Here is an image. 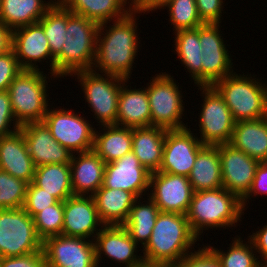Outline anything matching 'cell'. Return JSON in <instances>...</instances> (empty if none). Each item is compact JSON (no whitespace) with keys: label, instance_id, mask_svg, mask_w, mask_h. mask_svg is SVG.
Here are the masks:
<instances>
[{"label":"cell","instance_id":"1","mask_svg":"<svg viewBox=\"0 0 267 267\" xmlns=\"http://www.w3.org/2000/svg\"><path fill=\"white\" fill-rule=\"evenodd\" d=\"M141 13L142 11L136 7L125 17L112 21L113 25L110 22L99 25L92 67L94 72L116 75L127 80L132 77L136 64L134 61L138 58L137 53L142 46L139 40L141 32L138 33Z\"/></svg>","mask_w":267,"mask_h":267},{"label":"cell","instance_id":"2","mask_svg":"<svg viewBox=\"0 0 267 267\" xmlns=\"http://www.w3.org/2000/svg\"><path fill=\"white\" fill-rule=\"evenodd\" d=\"M197 241L199 238L191 230L185 214L160 211L152 235L141 253L144 262L174 266L196 250L200 244Z\"/></svg>","mask_w":267,"mask_h":267},{"label":"cell","instance_id":"3","mask_svg":"<svg viewBox=\"0 0 267 267\" xmlns=\"http://www.w3.org/2000/svg\"><path fill=\"white\" fill-rule=\"evenodd\" d=\"M244 214L241 199L222 187L194 192L186 217L201 241L206 230L237 228Z\"/></svg>","mask_w":267,"mask_h":267},{"label":"cell","instance_id":"4","mask_svg":"<svg viewBox=\"0 0 267 267\" xmlns=\"http://www.w3.org/2000/svg\"><path fill=\"white\" fill-rule=\"evenodd\" d=\"M99 24L67 9V27L61 54L55 59V76L71 77L92 70Z\"/></svg>","mask_w":267,"mask_h":267},{"label":"cell","instance_id":"5","mask_svg":"<svg viewBox=\"0 0 267 267\" xmlns=\"http://www.w3.org/2000/svg\"><path fill=\"white\" fill-rule=\"evenodd\" d=\"M242 73L234 71L213 86L223 96L235 122L267 117V81Z\"/></svg>","mask_w":267,"mask_h":267},{"label":"cell","instance_id":"6","mask_svg":"<svg viewBox=\"0 0 267 267\" xmlns=\"http://www.w3.org/2000/svg\"><path fill=\"white\" fill-rule=\"evenodd\" d=\"M41 70H22L11 82L8 88L13 115L20 126L31 122L43 121L49 104L48 83L59 79L54 74L49 76ZM49 91V92H48Z\"/></svg>","mask_w":267,"mask_h":267},{"label":"cell","instance_id":"7","mask_svg":"<svg viewBox=\"0 0 267 267\" xmlns=\"http://www.w3.org/2000/svg\"><path fill=\"white\" fill-rule=\"evenodd\" d=\"M173 77L169 72H160L150 77V82L146 83L151 109V126L166 130L189 126L188 122L186 124L183 122L187 112L183 101L185 99L182 98L186 95H183L182 86L179 87V83L177 84Z\"/></svg>","mask_w":267,"mask_h":267},{"label":"cell","instance_id":"8","mask_svg":"<svg viewBox=\"0 0 267 267\" xmlns=\"http://www.w3.org/2000/svg\"><path fill=\"white\" fill-rule=\"evenodd\" d=\"M71 76L75 77L78 86L80 85L85 102L90 108L88 110L93 113L91 115L95 119L94 122L99 123L95 125H117L120 88L127 79L93 70L79 71Z\"/></svg>","mask_w":267,"mask_h":267},{"label":"cell","instance_id":"9","mask_svg":"<svg viewBox=\"0 0 267 267\" xmlns=\"http://www.w3.org/2000/svg\"><path fill=\"white\" fill-rule=\"evenodd\" d=\"M77 112L64 104L63 108L52 105L43 119L53 138L73 154L93 150L96 129L83 113Z\"/></svg>","mask_w":267,"mask_h":267},{"label":"cell","instance_id":"10","mask_svg":"<svg viewBox=\"0 0 267 267\" xmlns=\"http://www.w3.org/2000/svg\"><path fill=\"white\" fill-rule=\"evenodd\" d=\"M201 91L202 104L198 113L200 136L204 145L230 143L235 121L223 96L214 86H196Z\"/></svg>","mask_w":267,"mask_h":267},{"label":"cell","instance_id":"11","mask_svg":"<svg viewBox=\"0 0 267 267\" xmlns=\"http://www.w3.org/2000/svg\"><path fill=\"white\" fill-rule=\"evenodd\" d=\"M33 218L23 209H0V256H24L42 250Z\"/></svg>","mask_w":267,"mask_h":267},{"label":"cell","instance_id":"12","mask_svg":"<svg viewBox=\"0 0 267 267\" xmlns=\"http://www.w3.org/2000/svg\"><path fill=\"white\" fill-rule=\"evenodd\" d=\"M221 24L199 26V41L202 48V86H213L217 81L236 71L221 31ZM220 29V30H219ZM227 44V45H226Z\"/></svg>","mask_w":267,"mask_h":267},{"label":"cell","instance_id":"13","mask_svg":"<svg viewBox=\"0 0 267 267\" xmlns=\"http://www.w3.org/2000/svg\"><path fill=\"white\" fill-rule=\"evenodd\" d=\"M46 267H98L95 242L86 238L58 235L42 243Z\"/></svg>","mask_w":267,"mask_h":267},{"label":"cell","instance_id":"14","mask_svg":"<svg viewBox=\"0 0 267 267\" xmlns=\"http://www.w3.org/2000/svg\"><path fill=\"white\" fill-rule=\"evenodd\" d=\"M94 242L98 267L103 266L102 260L105 262L107 258L116 263V267H137L144 262L143 255L139 253L138 256L141 247L131 239L123 225H105Z\"/></svg>","mask_w":267,"mask_h":267},{"label":"cell","instance_id":"15","mask_svg":"<svg viewBox=\"0 0 267 267\" xmlns=\"http://www.w3.org/2000/svg\"><path fill=\"white\" fill-rule=\"evenodd\" d=\"M189 128L166 130L163 160L159 171L188 177L198 151L204 146L198 139V131ZM195 134V135H194ZM198 135V136H197Z\"/></svg>","mask_w":267,"mask_h":267},{"label":"cell","instance_id":"16","mask_svg":"<svg viewBox=\"0 0 267 267\" xmlns=\"http://www.w3.org/2000/svg\"><path fill=\"white\" fill-rule=\"evenodd\" d=\"M194 191L186 176L156 171L150 175L148 196L159 211L187 213Z\"/></svg>","mask_w":267,"mask_h":267},{"label":"cell","instance_id":"17","mask_svg":"<svg viewBox=\"0 0 267 267\" xmlns=\"http://www.w3.org/2000/svg\"><path fill=\"white\" fill-rule=\"evenodd\" d=\"M12 49L23 70H40L37 63L41 62L42 65L45 61L49 63L46 64L50 67L49 73L55 75V59L51 55L44 29L38 22L13 30Z\"/></svg>","mask_w":267,"mask_h":267},{"label":"cell","instance_id":"18","mask_svg":"<svg viewBox=\"0 0 267 267\" xmlns=\"http://www.w3.org/2000/svg\"><path fill=\"white\" fill-rule=\"evenodd\" d=\"M222 187L242 199L251 188L259 161L231 144H219Z\"/></svg>","mask_w":267,"mask_h":267},{"label":"cell","instance_id":"19","mask_svg":"<svg viewBox=\"0 0 267 267\" xmlns=\"http://www.w3.org/2000/svg\"><path fill=\"white\" fill-rule=\"evenodd\" d=\"M151 172L131 151L118 160L106 163L103 187L131 192L136 198L147 197ZM147 194V195H146Z\"/></svg>","mask_w":267,"mask_h":267},{"label":"cell","instance_id":"20","mask_svg":"<svg viewBox=\"0 0 267 267\" xmlns=\"http://www.w3.org/2000/svg\"><path fill=\"white\" fill-rule=\"evenodd\" d=\"M104 226L93 196L73 195L64 201L63 235L94 241Z\"/></svg>","mask_w":267,"mask_h":267},{"label":"cell","instance_id":"21","mask_svg":"<svg viewBox=\"0 0 267 267\" xmlns=\"http://www.w3.org/2000/svg\"><path fill=\"white\" fill-rule=\"evenodd\" d=\"M35 167L48 164H70L73 155L51 135L43 121L27 123L19 129Z\"/></svg>","mask_w":267,"mask_h":267},{"label":"cell","instance_id":"22","mask_svg":"<svg viewBox=\"0 0 267 267\" xmlns=\"http://www.w3.org/2000/svg\"><path fill=\"white\" fill-rule=\"evenodd\" d=\"M105 166L94 150L74 153L70 162L73 194L92 196L103 184Z\"/></svg>","mask_w":267,"mask_h":267},{"label":"cell","instance_id":"23","mask_svg":"<svg viewBox=\"0 0 267 267\" xmlns=\"http://www.w3.org/2000/svg\"><path fill=\"white\" fill-rule=\"evenodd\" d=\"M129 84L131 82L126 80L120 88L117 125L130 128L151 126V109L146 87L136 88L135 85L133 88Z\"/></svg>","mask_w":267,"mask_h":267},{"label":"cell","instance_id":"24","mask_svg":"<svg viewBox=\"0 0 267 267\" xmlns=\"http://www.w3.org/2000/svg\"><path fill=\"white\" fill-rule=\"evenodd\" d=\"M0 170L28 183L33 181L35 166L20 130L0 138Z\"/></svg>","mask_w":267,"mask_h":267},{"label":"cell","instance_id":"25","mask_svg":"<svg viewBox=\"0 0 267 267\" xmlns=\"http://www.w3.org/2000/svg\"><path fill=\"white\" fill-rule=\"evenodd\" d=\"M72 13L99 25L121 19L137 7L135 0H58Z\"/></svg>","mask_w":267,"mask_h":267},{"label":"cell","instance_id":"26","mask_svg":"<svg viewBox=\"0 0 267 267\" xmlns=\"http://www.w3.org/2000/svg\"><path fill=\"white\" fill-rule=\"evenodd\" d=\"M165 136L166 129L157 126L132 128V152L151 173L161 167Z\"/></svg>","mask_w":267,"mask_h":267},{"label":"cell","instance_id":"27","mask_svg":"<svg viewBox=\"0 0 267 267\" xmlns=\"http://www.w3.org/2000/svg\"><path fill=\"white\" fill-rule=\"evenodd\" d=\"M229 144L259 162L267 161V117L235 122Z\"/></svg>","mask_w":267,"mask_h":267},{"label":"cell","instance_id":"28","mask_svg":"<svg viewBox=\"0 0 267 267\" xmlns=\"http://www.w3.org/2000/svg\"><path fill=\"white\" fill-rule=\"evenodd\" d=\"M194 192L222 188L219 145H204L188 176Z\"/></svg>","mask_w":267,"mask_h":267},{"label":"cell","instance_id":"29","mask_svg":"<svg viewBox=\"0 0 267 267\" xmlns=\"http://www.w3.org/2000/svg\"><path fill=\"white\" fill-rule=\"evenodd\" d=\"M99 218L105 225H123L137 199L131 192L101 186L93 195Z\"/></svg>","mask_w":267,"mask_h":267},{"label":"cell","instance_id":"30","mask_svg":"<svg viewBox=\"0 0 267 267\" xmlns=\"http://www.w3.org/2000/svg\"><path fill=\"white\" fill-rule=\"evenodd\" d=\"M57 0H1L0 21L12 31L37 23Z\"/></svg>","mask_w":267,"mask_h":267},{"label":"cell","instance_id":"31","mask_svg":"<svg viewBox=\"0 0 267 267\" xmlns=\"http://www.w3.org/2000/svg\"><path fill=\"white\" fill-rule=\"evenodd\" d=\"M99 127L95 129L93 150L105 163L118 160L132 151V128L118 125Z\"/></svg>","mask_w":267,"mask_h":267},{"label":"cell","instance_id":"32","mask_svg":"<svg viewBox=\"0 0 267 267\" xmlns=\"http://www.w3.org/2000/svg\"><path fill=\"white\" fill-rule=\"evenodd\" d=\"M174 35V47L175 50H171L175 55L177 54L179 61L184 66L186 73L194 82L193 85L202 86V64L201 57L202 48L199 41V27L195 29L179 30L173 33ZM176 51V52H175Z\"/></svg>","mask_w":267,"mask_h":267},{"label":"cell","instance_id":"33","mask_svg":"<svg viewBox=\"0 0 267 267\" xmlns=\"http://www.w3.org/2000/svg\"><path fill=\"white\" fill-rule=\"evenodd\" d=\"M145 198L140 197L134 201L129 217L123 224L131 239L141 248L147 244L152 235L153 227L160 213L155 202L149 196Z\"/></svg>","mask_w":267,"mask_h":267},{"label":"cell","instance_id":"34","mask_svg":"<svg viewBox=\"0 0 267 267\" xmlns=\"http://www.w3.org/2000/svg\"><path fill=\"white\" fill-rule=\"evenodd\" d=\"M32 183L52 194L58 201L73 196L70 164H48L35 167Z\"/></svg>","mask_w":267,"mask_h":267},{"label":"cell","instance_id":"35","mask_svg":"<svg viewBox=\"0 0 267 267\" xmlns=\"http://www.w3.org/2000/svg\"><path fill=\"white\" fill-rule=\"evenodd\" d=\"M242 238L240 234L235 235L226 251L208 243L206 245L216 254L222 267H259L260 260L252 241L247 238L246 242Z\"/></svg>","mask_w":267,"mask_h":267},{"label":"cell","instance_id":"36","mask_svg":"<svg viewBox=\"0 0 267 267\" xmlns=\"http://www.w3.org/2000/svg\"><path fill=\"white\" fill-rule=\"evenodd\" d=\"M44 29L51 55L56 59L62 51L67 27V8L58 0L38 22Z\"/></svg>","mask_w":267,"mask_h":267},{"label":"cell","instance_id":"37","mask_svg":"<svg viewBox=\"0 0 267 267\" xmlns=\"http://www.w3.org/2000/svg\"><path fill=\"white\" fill-rule=\"evenodd\" d=\"M164 8H167L168 21L173 26L174 33L203 25L197 12L196 0H172Z\"/></svg>","mask_w":267,"mask_h":267},{"label":"cell","instance_id":"38","mask_svg":"<svg viewBox=\"0 0 267 267\" xmlns=\"http://www.w3.org/2000/svg\"><path fill=\"white\" fill-rule=\"evenodd\" d=\"M33 220L38 237L42 241L61 235L64 223V201H57L41 210L33 217Z\"/></svg>","mask_w":267,"mask_h":267},{"label":"cell","instance_id":"39","mask_svg":"<svg viewBox=\"0 0 267 267\" xmlns=\"http://www.w3.org/2000/svg\"><path fill=\"white\" fill-rule=\"evenodd\" d=\"M28 182L0 170V209L23 208Z\"/></svg>","mask_w":267,"mask_h":267},{"label":"cell","instance_id":"40","mask_svg":"<svg viewBox=\"0 0 267 267\" xmlns=\"http://www.w3.org/2000/svg\"><path fill=\"white\" fill-rule=\"evenodd\" d=\"M58 200L44 189L28 183L23 209L33 218L38 212L55 204Z\"/></svg>","mask_w":267,"mask_h":267},{"label":"cell","instance_id":"41","mask_svg":"<svg viewBox=\"0 0 267 267\" xmlns=\"http://www.w3.org/2000/svg\"><path fill=\"white\" fill-rule=\"evenodd\" d=\"M197 247L198 250L187 254L179 263L175 264L174 267H222L220 260L206 243L205 245L202 244Z\"/></svg>","mask_w":267,"mask_h":267},{"label":"cell","instance_id":"42","mask_svg":"<svg viewBox=\"0 0 267 267\" xmlns=\"http://www.w3.org/2000/svg\"><path fill=\"white\" fill-rule=\"evenodd\" d=\"M12 126V127H11ZM13 115V109L8 90L0 91V138L12 135L20 129Z\"/></svg>","mask_w":267,"mask_h":267},{"label":"cell","instance_id":"43","mask_svg":"<svg viewBox=\"0 0 267 267\" xmlns=\"http://www.w3.org/2000/svg\"><path fill=\"white\" fill-rule=\"evenodd\" d=\"M225 0H196L199 18L203 24H221L223 20ZM222 18V19H221Z\"/></svg>","mask_w":267,"mask_h":267},{"label":"cell","instance_id":"44","mask_svg":"<svg viewBox=\"0 0 267 267\" xmlns=\"http://www.w3.org/2000/svg\"><path fill=\"white\" fill-rule=\"evenodd\" d=\"M22 70L13 49L0 54V91L8 90L13 79Z\"/></svg>","mask_w":267,"mask_h":267},{"label":"cell","instance_id":"45","mask_svg":"<svg viewBox=\"0 0 267 267\" xmlns=\"http://www.w3.org/2000/svg\"><path fill=\"white\" fill-rule=\"evenodd\" d=\"M258 194L259 196L260 195L267 196V161L259 163L256 169V175L253 179L251 188L249 189L248 193L241 199L244 211H246L247 208H249L250 206L249 200H251L252 197L253 199L257 198ZM247 202L249 203V206Z\"/></svg>","mask_w":267,"mask_h":267},{"label":"cell","instance_id":"46","mask_svg":"<svg viewBox=\"0 0 267 267\" xmlns=\"http://www.w3.org/2000/svg\"><path fill=\"white\" fill-rule=\"evenodd\" d=\"M0 267H46L43 250L24 256L1 257Z\"/></svg>","mask_w":267,"mask_h":267},{"label":"cell","instance_id":"47","mask_svg":"<svg viewBox=\"0 0 267 267\" xmlns=\"http://www.w3.org/2000/svg\"><path fill=\"white\" fill-rule=\"evenodd\" d=\"M261 227L258 226V231H253L252 234L249 233L247 237L252 241L257 255L259 254L260 262H267V224Z\"/></svg>","mask_w":267,"mask_h":267},{"label":"cell","instance_id":"48","mask_svg":"<svg viewBox=\"0 0 267 267\" xmlns=\"http://www.w3.org/2000/svg\"><path fill=\"white\" fill-rule=\"evenodd\" d=\"M172 0H138L137 7L142 11L143 15L145 13H153L156 10H163V7L167 5Z\"/></svg>","mask_w":267,"mask_h":267},{"label":"cell","instance_id":"49","mask_svg":"<svg viewBox=\"0 0 267 267\" xmlns=\"http://www.w3.org/2000/svg\"><path fill=\"white\" fill-rule=\"evenodd\" d=\"M12 32L0 21V54L12 49Z\"/></svg>","mask_w":267,"mask_h":267},{"label":"cell","instance_id":"50","mask_svg":"<svg viewBox=\"0 0 267 267\" xmlns=\"http://www.w3.org/2000/svg\"><path fill=\"white\" fill-rule=\"evenodd\" d=\"M137 267H174V266L169 265V264H157V263L143 262L142 264L138 265Z\"/></svg>","mask_w":267,"mask_h":267},{"label":"cell","instance_id":"51","mask_svg":"<svg viewBox=\"0 0 267 267\" xmlns=\"http://www.w3.org/2000/svg\"><path fill=\"white\" fill-rule=\"evenodd\" d=\"M259 267H267V262H260Z\"/></svg>","mask_w":267,"mask_h":267}]
</instances>
